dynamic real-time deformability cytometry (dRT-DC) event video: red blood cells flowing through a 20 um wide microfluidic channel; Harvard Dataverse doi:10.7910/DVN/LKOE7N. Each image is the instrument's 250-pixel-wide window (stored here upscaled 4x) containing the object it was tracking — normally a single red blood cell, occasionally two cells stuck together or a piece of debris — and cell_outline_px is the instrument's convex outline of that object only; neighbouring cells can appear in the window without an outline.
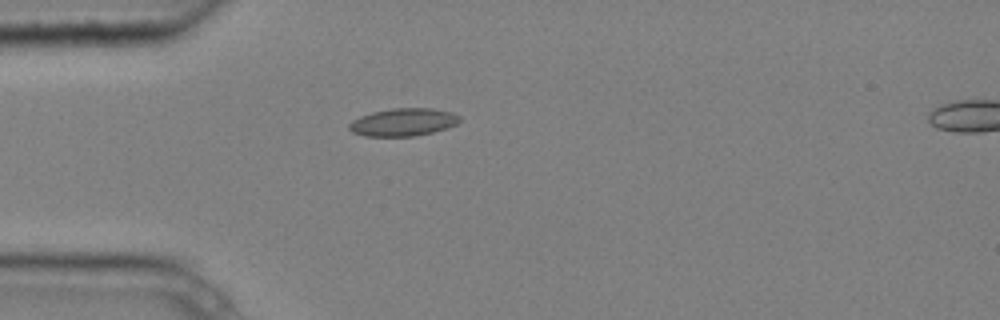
{"species": "common noctule bat (a hibernating species)", "species_latin": "Nyctalus noctula", "temperature_condition": "cold", "stored_images_in_passage": 3, "camera_frame_rate_fps": 3000, "um_per_image_px": 0.085, "animal": {"sex": "male", "body_mass_g": 20.4}, "frame": {"image": 1, "passage_image": 2, "time_ms": 0.333, "image_size_px": [1000, 320], "cell_outline_px": [[460, 120], [456, 124], [448, 128], [432, 132], [412, 136], [364, 136], [352, 132], [348, 128], [348, 124], [352, 120], [360, 116], [372, 112], [392, 108], [432, 108], [452, 112], [460, 116]], "centroid_in_image_um": [34.26, 10.38], "position_along_channel_um": 50.7, "area_um2": 17.92}}